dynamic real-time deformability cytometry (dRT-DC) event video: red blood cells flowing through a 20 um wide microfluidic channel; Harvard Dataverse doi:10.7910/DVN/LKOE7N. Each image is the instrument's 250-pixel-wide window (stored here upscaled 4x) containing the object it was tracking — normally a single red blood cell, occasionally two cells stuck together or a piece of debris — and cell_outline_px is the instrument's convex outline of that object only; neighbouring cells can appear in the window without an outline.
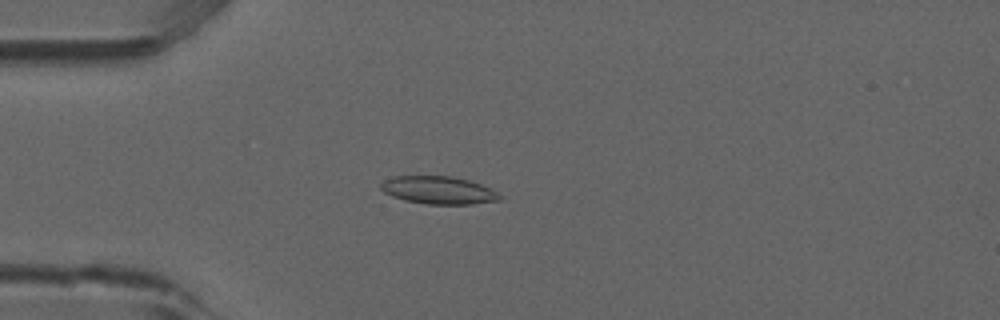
{"species": "common noctule bat (a hibernating species)", "species_latin": "Nyctalus noctula", "temperature_condition": "room temperature", "stored_images_in_passage": 52, "camera_frame_rate_fps": 3000, "um_per_image_px": 0.085, "animal": {"sex": "male", "forearm_length_mm": 52.5}, "frame": {"image": 1, "passage_image": 13, "time_ms": 4.0, "image_size_px": [1000, 320], "cell_outline_px": [[504, 196], [500, 200], [472, 204], [428, 204], [404, 200], [392, 196], [384, 192], [380, 188], [380, 184], [384, 180], [392, 176], [452, 176], [468, 180], [492, 188]], "centroid_in_image_um": [37.3, 16.16], "position_along_channel_um": 47.7, "area_um2": 19.36}}
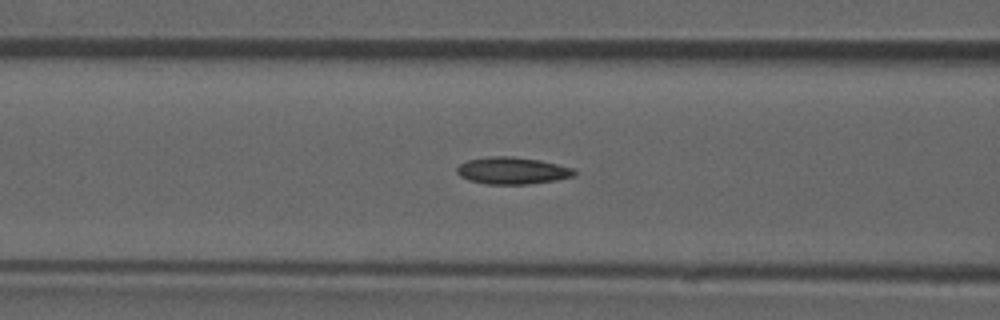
{"frame": {"image": 2, "passage_image": 20, "time_ms": 6.333, "image_size_px": [1000, 320], "cell_outline_px": [[576, 172], [572, 176], [556, 180], [528, 184], [484, 184], [468, 180], [460, 176], [456, 172], [456, 168], [460, 164], [468, 160], [492, 156], [512, 156], [540, 160], [576, 168]], "centroid_in_image_um": [43.54, 14.5], "position_along_channel_um": 123.1, "area_um2": 18.55}}
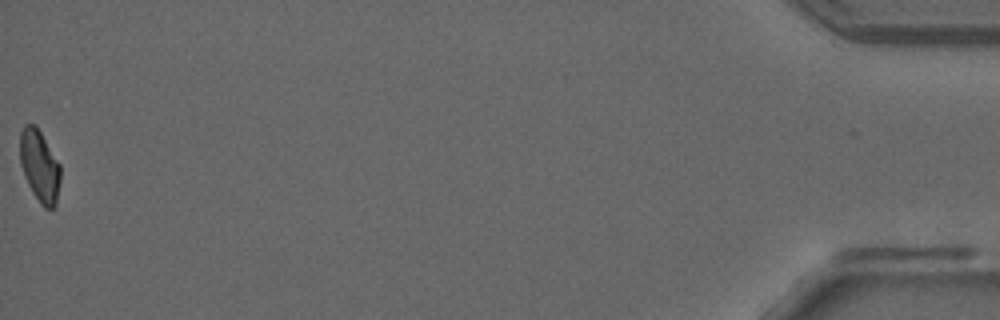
{"frame": {"image": 3, "passage_image": 52, "time_ms": 17.0, "image_size_px": [1000, 320], "cell_outline_px": [[60, 180], [56, 204], [52, 208], [44, 208], [40, 204], [32, 192], [24, 176], [20, 164], [20, 132], [24, 124], [36, 124], [60, 164]], "centroid_in_image_um": [3.36, 14.1], "position_along_channel_um": 431.8, "area_um2": 17.05}, "authors_computed_cell_mechanics": {"area_um2": 17.8602, "velocity_mm_per_s": 3.8616, "shape_relaxation_time_tau1_ms": null, "shape_relaxation_time_tau2_ms": 4.0284, "deformation_change_tau1": null, "deformation_change_tau2": 0.1}}